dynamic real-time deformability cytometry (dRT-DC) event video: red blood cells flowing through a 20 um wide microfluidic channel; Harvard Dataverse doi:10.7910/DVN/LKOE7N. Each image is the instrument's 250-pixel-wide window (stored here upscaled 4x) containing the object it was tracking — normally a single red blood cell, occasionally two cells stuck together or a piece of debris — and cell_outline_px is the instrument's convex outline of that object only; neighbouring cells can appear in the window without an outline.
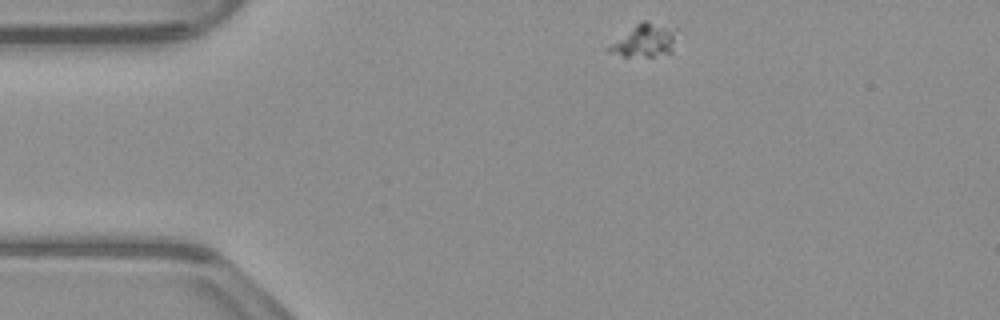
{"species": "common noctule bat (a hibernating species)", "species_latin": "Nyctalus noctula", "temperature_condition": "warm", "stored_images_in_passage": 46, "camera_frame_rate_fps": 3000, "um_per_image_px": 0.085, "animal": {"sex": "male", "body_mass_g": 23.1, "forearm_length_mm": 52.7}, "frame": {"image": 1, "passage_image": 1, "time_ms": 0.0, "image_size_px": [1000, 320], "cell_outline_px": [[680, 28], [672, 52], [652, 56], [624, 56], [608, 52], [608, 48], [612, 44], [636, 24], [644, 20], [648, 20]], "centroid_in_image_um": [54.93, 3.41], "position_along_channel_um": 30.1, "area_um2": 13.06}}
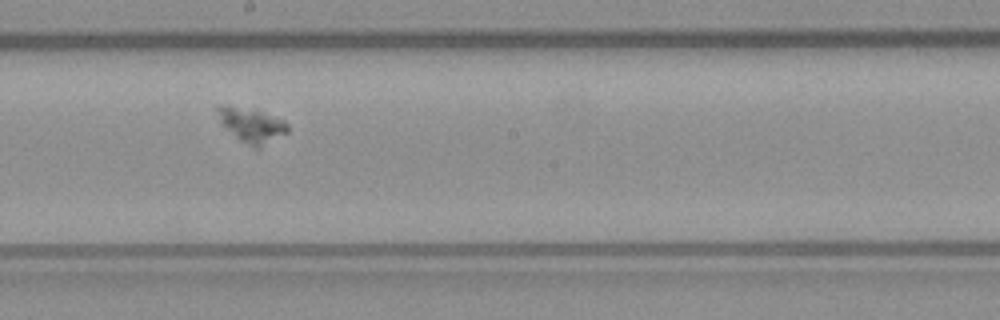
{"frame": {"image": 2, "passage_image": 21, "time_ms": 6.667, "image_size_px": [1000, 320], "cell_outline_px": [[288, 132], [260, 148], [256, 148], [240, 140], [220, 124], [216, 108], [220, 104], [224, 104], [260, 112], [284, 120], [288, 124]], "centroid_in_image_um": [21.36, 10.64], "position_along_channel_um": 226.8, "area_um2": 13.87}}
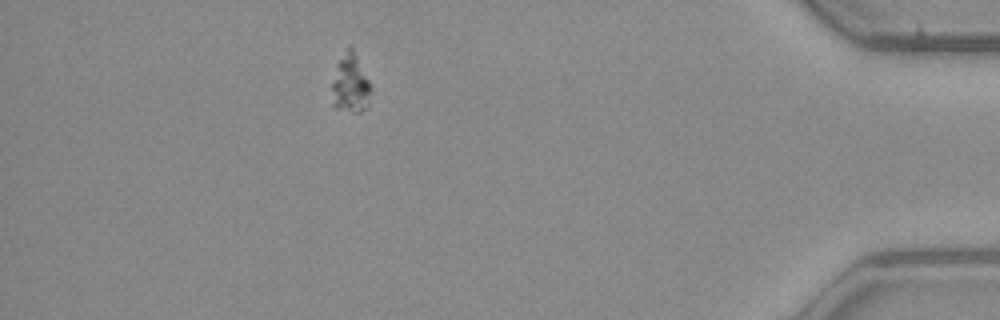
{"frame": {"image": 3, "passage_image": 40, "time_ms": 13.0, "image_size_px": [1000, 320], "cell_outline_px": [[372, 88], [368, 104], [360, 112], [356, 112], [332, 108], [332, 84], [336, 64], [348, 44], [352, 48]], "centroid_in_image_um": [29.76, 7.13], "position_along_channel_um": 405.4, "area_um2": 13.35}}